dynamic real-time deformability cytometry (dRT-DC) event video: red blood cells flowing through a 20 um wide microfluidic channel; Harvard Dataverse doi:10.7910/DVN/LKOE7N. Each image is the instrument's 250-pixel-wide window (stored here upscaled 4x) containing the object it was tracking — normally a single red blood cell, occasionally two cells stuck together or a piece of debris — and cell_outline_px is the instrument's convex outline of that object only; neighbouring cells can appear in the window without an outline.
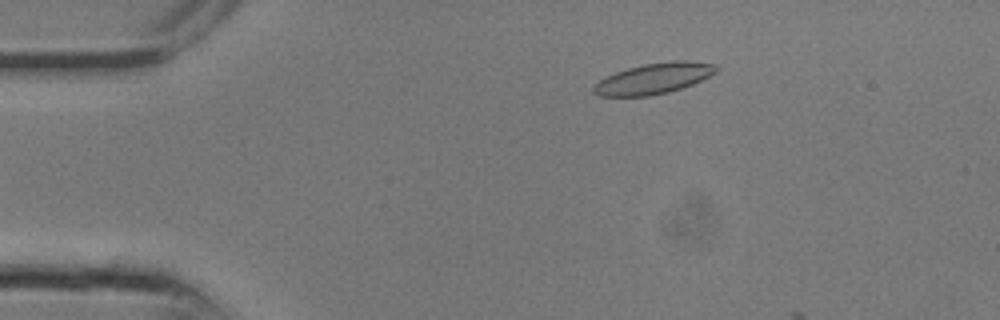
{"species": "common noctule bat (a hibernating species)", "species_latin": "Nyctalus noctula", "temperature_condition": "room temperature", "stored_images_in_passage": 4, "camera_frame_rate_fps": 3000, "um_per_image_px": 0.085, "animal": {"sex": "male", "body_mass_g": 13.3}, "frame": {"image": 1, "passage_image": 2, "time_ms": 0.333, "image_size_px": [1000, 320], "cell_outline_px": [[720, 68], [716, 72], [692, 84], [668, 92], [648, 96], [600, 96], [592, 92], [592, 84], [604, 76], [628, 68], [644, 64], [672, 60], [684, 60], [716, 64]], "centroid_in_image_um": [55.52, 6.66], "position_along_channel_um": 29.5, "area_um2": 22.08}}